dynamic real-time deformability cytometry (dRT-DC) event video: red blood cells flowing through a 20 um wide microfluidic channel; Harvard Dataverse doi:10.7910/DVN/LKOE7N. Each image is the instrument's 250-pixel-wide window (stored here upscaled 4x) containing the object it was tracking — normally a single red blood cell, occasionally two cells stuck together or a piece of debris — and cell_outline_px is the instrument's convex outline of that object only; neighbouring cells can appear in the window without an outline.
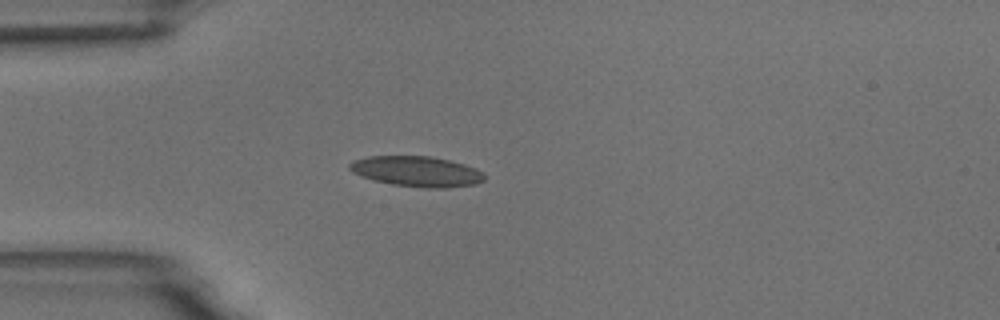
{"species": "common noctule bat (a hibernating species)", "species_latin": "Nyctalus noctula", "temperature_condition": "room temperature", "stored_images_in_passage": 5, "camera_frame_rate_fps": 3000, "um_per_image_px": 0.085, "animal": {"sex": "male", "body_mass_g": 18.8}, "frame": {"image": 1, "passage_image": 5, "time_ms": 4.667, "image_size_px": [1000, 320], "cell_outline_px": [[484, 180], [476, 184], [448, 188], [424, 188], [392, 184], [360, 176], [352, 172], [348, 168], [348, 164], [352, 160], [368, 156], [428, 156], [448, 160], [464, 164], [476, 168], [484, 172]], "centroid_in_image_um": [35.42, 14.57], "position_along_channel_um": 49.6, "area_um2": 23.99}}